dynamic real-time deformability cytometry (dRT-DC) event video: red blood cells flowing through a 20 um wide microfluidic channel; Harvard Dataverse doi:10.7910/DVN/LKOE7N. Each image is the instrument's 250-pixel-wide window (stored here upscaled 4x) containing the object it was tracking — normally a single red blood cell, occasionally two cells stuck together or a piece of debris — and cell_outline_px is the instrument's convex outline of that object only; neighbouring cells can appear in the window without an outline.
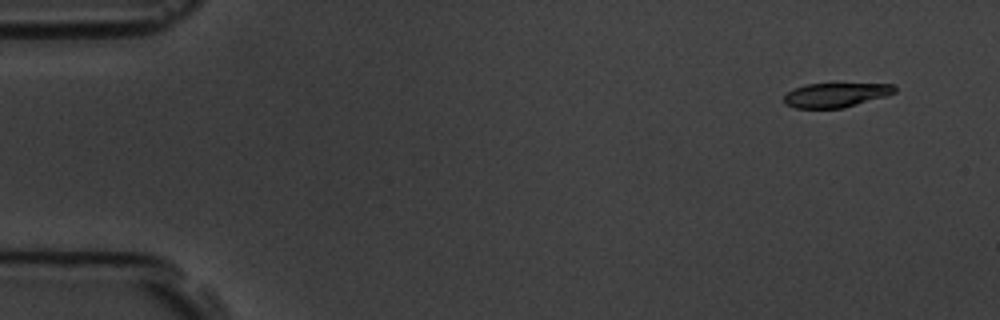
{"species": "common noctule bat (a hibernating species)", "species_latin": "Nyctalus noctula", "temperature_condition": "room temperature", "stored_images_in_passage": 5, "camera_frame_rate_fps": 3000, "um_per_image_px": 0.085, "animal": {"sex": "male", "body_mass_g": 19.5, "forearm_length_mm": 54.6}, "frame": {"image": 1, "passage_image": 1, "time_ms": 0.0, "image_size_px": [1000, 320], "cell_outline_px": [[896, 92], [884, 96], [844, 108], [796, 108], [784, 104], [784, 96], [792, 88], [804, 84], [896, 84]], "centroid_in_image_um": [71.0, 8.07], "position_along_channel_um": 14.0, "area_um2": 15.66}}
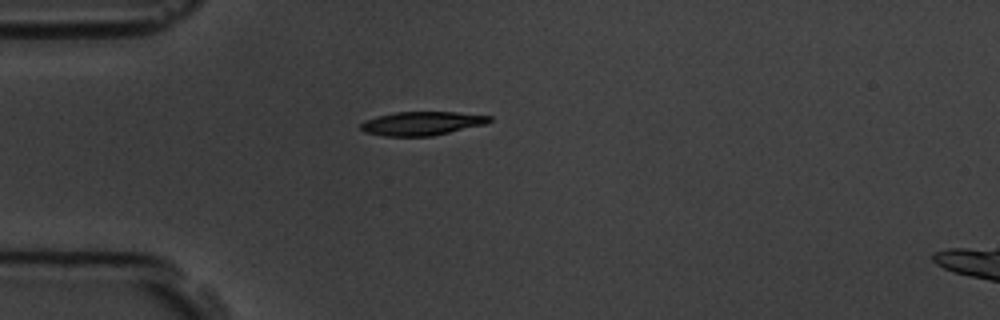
{"frame": {"image": 2, "passage_image": 4, "time_ms": 3.667, "image_size_px": [1000, 320], "cell_outline_px": [[492, 120], [488, 124], [432, 136], [384, 136], [364, 132], [360, 128], [360, 124], [364, 120], [376, 116], [396, 112], [456, 112], [492, 116]], "centroid_in_image_um": [35.87, 10.49], "position_along_channel_um": 49.1, "area_um2": 17.98}}